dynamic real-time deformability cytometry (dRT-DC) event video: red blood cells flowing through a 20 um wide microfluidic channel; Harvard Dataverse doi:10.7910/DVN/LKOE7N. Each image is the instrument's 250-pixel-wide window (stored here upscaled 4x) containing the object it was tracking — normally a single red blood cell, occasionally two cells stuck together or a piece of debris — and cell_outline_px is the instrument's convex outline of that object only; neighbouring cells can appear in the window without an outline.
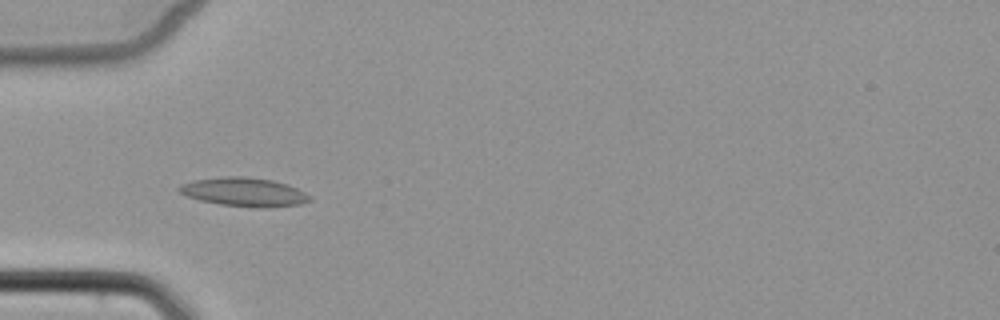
{"species": "common noctule bat (a hibernating species)", "species_latin": "Nyctalus noctula", "temperature_condition": "cold", "stored_images_in_passage": 7, "camera_frame_rate_fps": 3000, "um_per_image_px": 0.085, "animal": {"sex": "female", "body_mass_g": 22.7, "forearm_length_mm": 54.2}, "frame": {"image": 1, "passage_image": 6, "time_ms": 5.667, "image_size_px": [1000, 320], "cell_outline_px": [[312, 200], [300, 204], [264, 208], [256, 208], [220, 204], [200, 200], [184, 196], [176, 188], [180, 184], [196, 180], [228, 176], [244, 176], [272, 180], [288, 184], [312, 196]], "centroid_in_image_um": [20.76, 16.33], "position_along_channel_um": 64.2, "area_um2": 21.96}}
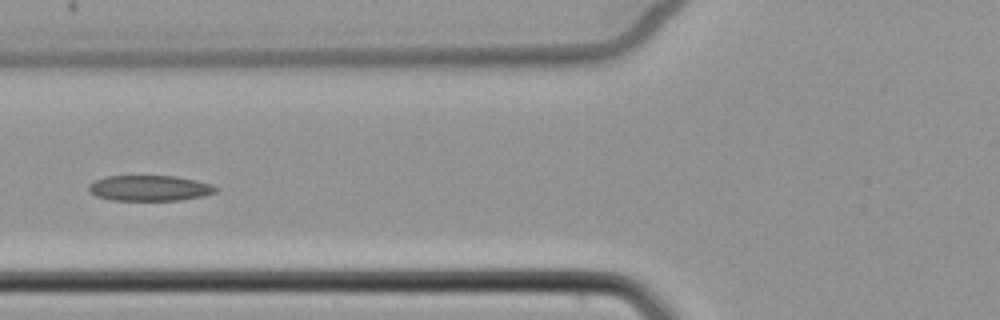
{"frame": {"image": 2, "passage_image": 7, "time_ms": 7.0, "image_size_px": [1000, 320], "cell_outline_px": [[220, 188], [216, 192], [204, 196], [180, 200], [112, 200], [96, 196], [88, 192], [88, 184], [96, 180], [108, 176], [176, 176], [196, 180], [212, 184]], "centroid_in_image_um": [12.74, 15.99], "position_along_channel_um": 113.1, "area_um2": 19.07}}